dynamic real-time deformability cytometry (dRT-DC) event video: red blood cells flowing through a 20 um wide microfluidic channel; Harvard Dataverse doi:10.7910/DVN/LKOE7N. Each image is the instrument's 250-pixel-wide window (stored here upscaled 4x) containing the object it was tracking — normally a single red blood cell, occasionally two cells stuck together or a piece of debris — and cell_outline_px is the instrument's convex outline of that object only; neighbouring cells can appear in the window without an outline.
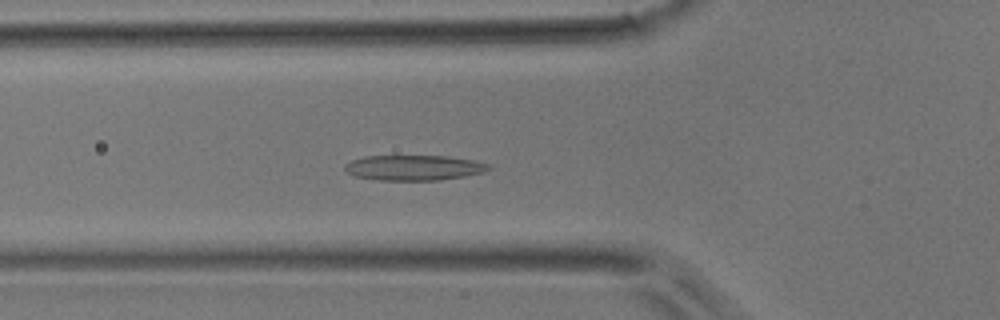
{"species": "common noctule bat (a hibernating species)", "species_latin": "Nyctalus noctula", "temperature_condition": "room temperature", "stored_images_in_passage": 47, "camera_frame_rate_fps": 3000, "um_per_image_px": 0.085, "animal": {"sex": "male", "body_mass_g": 17.9}, "frame": {"image": 1, "passage_image": 17, "time_ms": 5.333, "image_size_px": [1000, 320], "cell_outline_px": [[492, 168], [484, 172], [464, 176], [440, 180], [376, 180], [352, 176], [344, 168], [344, 164], [352, 160], [364, 156], [448, 156], [476, 160], [488, 164]], "centroid_in_image_um": [35.17, 14.25], "position_along_channel_um": 90.6, "area_um2": 21.33}}
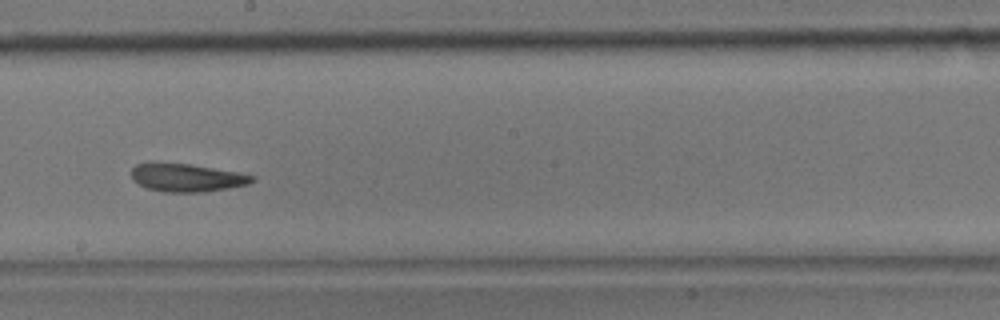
{"frame": {"image": 2, "passage_image": 27, "time_ms": 8.667, "image_size_px": [1000, 320], "cell_outline_px": [[256, 180], [248, 184], [228, 188], [204, 192], [164, 192], [148, 188], [132, 180], [132, 168], [136, 164], [192, 164], [240, 172], [256, 176]], "centroid_in_image_um": [15.96, 15.11], "position_along_channel_um": 232.2, "area_um2": 19.54}}
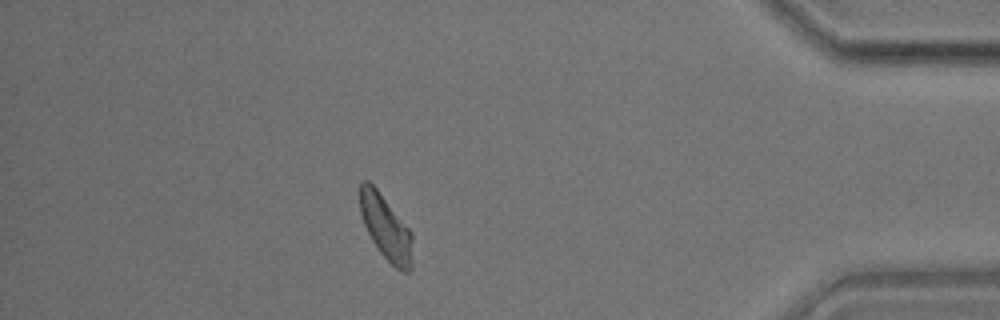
{"frame": {"image": 3, "passage_image": 42, "time_ms": 13.667, "image_size_px": [1000, 320], "cell_outline_px": [[412, 272], [404, 272], [396, 268], [380, 252], [372, 240], [364, 224], [360, 212], [360, 180], [368, 180], [376, 188], [412, 232]], "centroid_in_image_um": [32.81, 19.35], "position_along_channel_um": 402.4, "area_um2": 19.65}}